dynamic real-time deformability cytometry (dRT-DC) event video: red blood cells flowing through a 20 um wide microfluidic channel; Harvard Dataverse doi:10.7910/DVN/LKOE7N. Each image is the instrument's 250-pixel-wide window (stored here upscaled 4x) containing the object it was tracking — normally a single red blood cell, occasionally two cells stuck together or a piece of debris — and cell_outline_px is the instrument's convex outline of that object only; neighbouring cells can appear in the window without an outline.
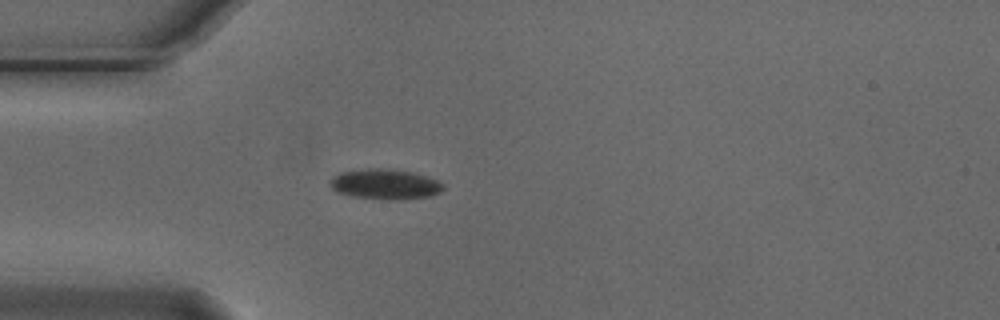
{"species": "Egyptian fruit bat (a non-hibernating species)", "species_latin": "Rousettus aegyptiacus", "temperature_condition": "cold", "stored_images_in_passage": 5, "camera_frame_rate_fps": 3000, "um_per_image_px": 0.085, "animal": {"sex": "male"}, "frame": {"image": 1, "passage_image": 5, "time_ms": 1.333, "image_size_px": [1000, 320], "cell_outline_px": [[444, 188], [440, 192], [428, 196], [400, 200], [388, 200], [352, 196], [336, 192], [328, 184], [328, 180], [332, 176], [340, 172], [368, 168], [380, 168], [412, 172], [436, 180], [444, 184]], "centroid_in_image_um": [32.67, 15.66], "position_along_channel_um": 52.3, "area_um2": 20.0}}